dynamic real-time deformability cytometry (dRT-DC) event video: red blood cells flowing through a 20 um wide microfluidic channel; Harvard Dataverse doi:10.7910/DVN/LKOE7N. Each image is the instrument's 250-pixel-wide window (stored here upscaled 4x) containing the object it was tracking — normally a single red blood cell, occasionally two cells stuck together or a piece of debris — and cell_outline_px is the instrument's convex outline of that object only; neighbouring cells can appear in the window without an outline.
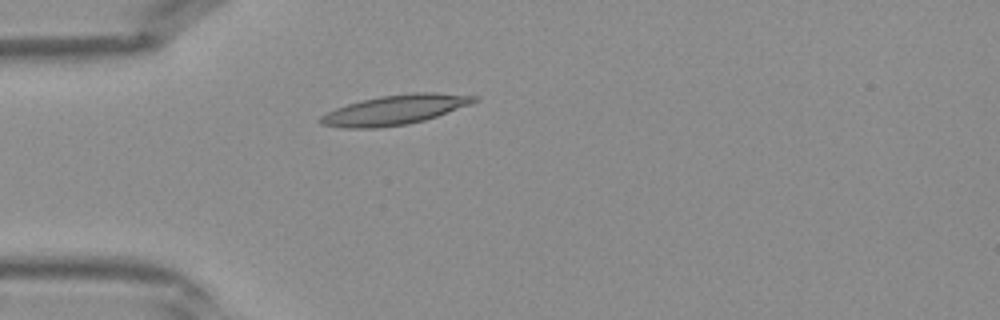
{"species": "Egyptian fruit bat (a non-hibernating species)", "species_latin": "Rousettus aegyptiacus", "temperature_condition": "warm", "stored_images_in_passage": 31, "camera_frame_rate_fps": 3000, "um_per_image_px": 0.085, "frame": {"image": 1, "passage_image": 1, "time_ms": 0.0, "image_size_px": [1000, 320], "cell_outline_px": [[480, 100], [472, 104], [424, 120], [408, 124], [376, 128], [344, 128], [320, 124], [316, 120], [320, 116], [336, 108], [360, 100], [380, 96], [416, 92], [436, 92], [480, 96]], "centroid_in_image_um": [33.59, 9.33], "position_along_channel_um": 51.4, "area_um2": 26.76}}
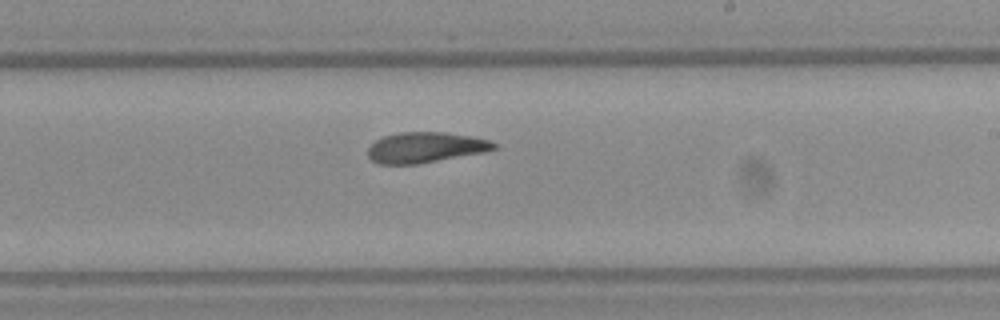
{"frame": {"image": 2, "passage_image": 14, "time_ms": 4.333, "image_size_px": [1000, 320], "cell_outline_px": [[496, 148], [484, 152], [416, 164], [380, 164], [372, 160], [368, 156], [368, 148], [376, 140], [384, 136], [400, 132], [444, 132], [472, 136], [488, 140], [496, 144]], "centroid_in_image_um": [36.14, 12.53], "position_along_channel_um": 252.9, "area_um2": 22.2}}
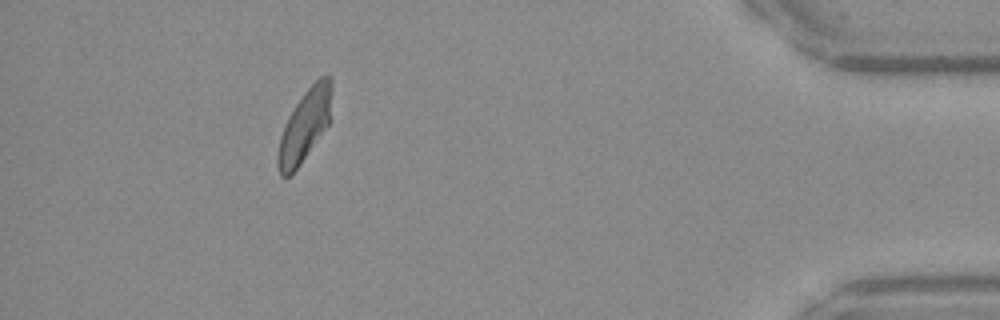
{"frame": {"image": 3, "passage_image": 27, "time_ms": 8.667, "image_size_px": [1000, 320], "cell_outline_px": [[332, 92], [328, 124], [300, 164], [288, 176], [280, 176], [276, 164], [276, 156], [280, 136], [288, 116], [304, 92], [320, 76], [328, 72], [332, 76]], "centroid_in_image_um": [25.89, 10.63], "position_along_channel_um": 409.3, "area_um2": 22.43}}